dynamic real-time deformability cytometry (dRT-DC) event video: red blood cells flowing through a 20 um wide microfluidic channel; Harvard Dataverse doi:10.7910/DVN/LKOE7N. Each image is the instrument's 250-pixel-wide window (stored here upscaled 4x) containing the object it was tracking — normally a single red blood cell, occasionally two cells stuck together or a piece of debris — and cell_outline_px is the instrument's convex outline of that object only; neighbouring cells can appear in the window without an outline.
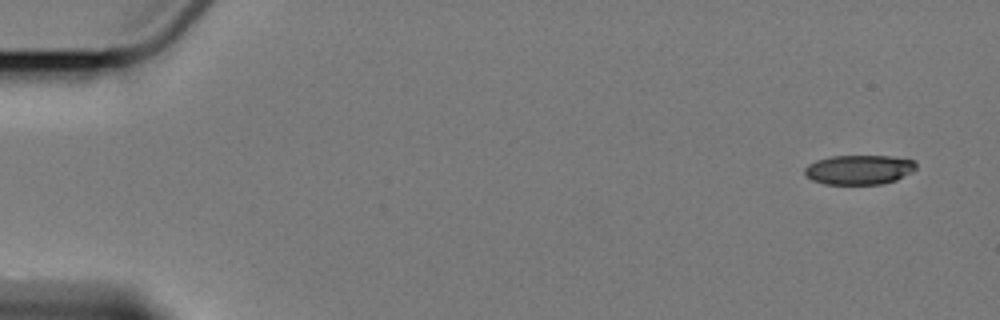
{"species": "Egyptian fruit bat (a non-hibernating species)", "species_latin": "Rousettus aegyptiacus", "temperature_condition": "cold", "stored_images_in_passage": 5, "camera_frame_rate_fps": 3000, "um_per_image_px": 0.085, "animal": {"sex": "female"}, "frame": {"image": 1, "passage_image": 1, "time_ms": 0.0, "image_size_px": [1000, 320], "cell_outline_px": [[916, 168], [912, 172], [896, 180], [880, 184], [824, 184], [812, 180], [804, 172], [804, 168], [808, 164], [816, 160], [832, 156], [892, 156], [916, 160]], "centroid_in_image_um": [73.04, 14.42], "position_along_channel_um": 12.0, "area_um2": 19.25}}